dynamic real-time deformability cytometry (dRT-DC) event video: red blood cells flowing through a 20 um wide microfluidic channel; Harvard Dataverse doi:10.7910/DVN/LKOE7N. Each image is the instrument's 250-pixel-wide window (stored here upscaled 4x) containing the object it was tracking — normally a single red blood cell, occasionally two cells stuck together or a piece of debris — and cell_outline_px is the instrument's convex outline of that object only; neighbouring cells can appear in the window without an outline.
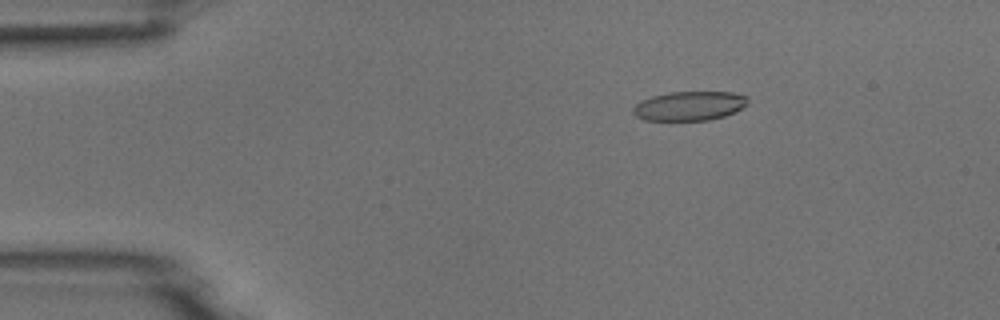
{"species": "common noctule bat (a hibernating species)", "species_latin": "Nyctalus noctula", "temperature_condition": "room temperature", "stored_images_in_passage": 5, "camera_frame_rate_fps": 3000, "um_per_image_px": 0.085, "animal": {"sex": "male", "body_mass_g": 18.8}, "frame": {"image": 1, "passage_image": 3, "time_ms": 2.333, "image_size_px": [1000, 320], "cell_outline_px": [[748, 104], [736, 112], [724, 116], [708, 120], [644, 120], [636, 116], [632, 112], [632, 108], [640, 100], [652, 96], [668, 92], [732, 92], [748, 96]], "centroid_in_image_um": [58.6, 9.0], "position_along_channel_um": 26.4, "area_um2": 19.71}}
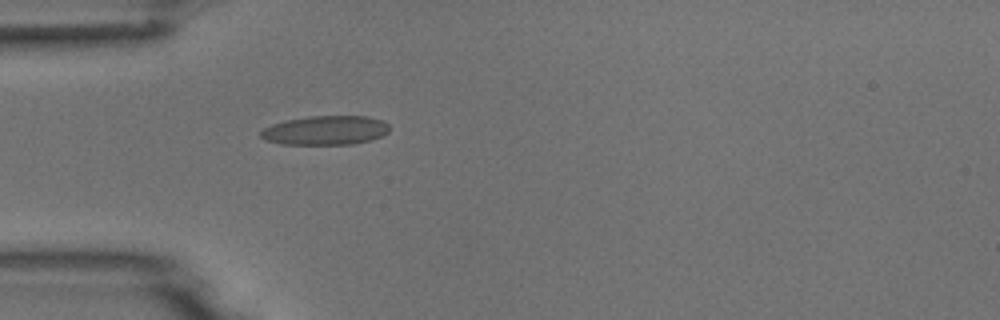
{"frame": {"image": 2, "passage_image": 5, "time_ms": 4.667, "image_size_px": [1000, 320], "cell_outline_px": [[388, 132], [372, 140], [352, 144], [280, 144], [264, 140], [260, 136], [260, 132], [264, 128], [272, 124], [284, 120], [308, 116], [368, 116], [384, 120], [388, 124]], "centroid_in_image_um": [27.65, 11.07], "position_along_channel_um": 57.4, "area_um2": 22.02}}